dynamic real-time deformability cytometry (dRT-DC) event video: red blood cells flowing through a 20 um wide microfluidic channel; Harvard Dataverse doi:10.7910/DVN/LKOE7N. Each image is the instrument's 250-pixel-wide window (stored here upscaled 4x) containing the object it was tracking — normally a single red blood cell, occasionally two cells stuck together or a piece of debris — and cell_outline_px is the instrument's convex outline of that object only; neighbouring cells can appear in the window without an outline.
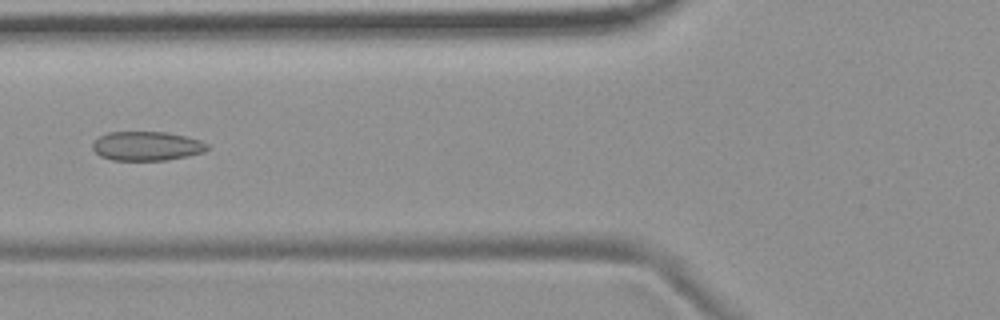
{"species": "common noctule bat (a hibernating species)", "species_latin": "Nyctalus noctula", "temperature_condition": "room temperature", "stored_images_in_passage": 9, "camera_frame_rate_fps": 3000, "um_per_image_px": 0.085, "animal": {"sex": "female", "body_mass_g": 19.9}, "frame": {"image": 1, "passage_image": 6, "time_ms": 5.667, "image_size_px": [1000, 320], "cell_outline_px": [[208, 148], [204, 152], [188, 156], [164, 160], [112, 160], [100, 156], [92, 148], [92, 144], [100, 136], [108, 132], [164, 132], [184, 136], [200, 140], [208, 144]], "centroid_in_image_um": [12.47, 12.41], "position_along_channel_um": 113.3, "area_um2": 19.36}}
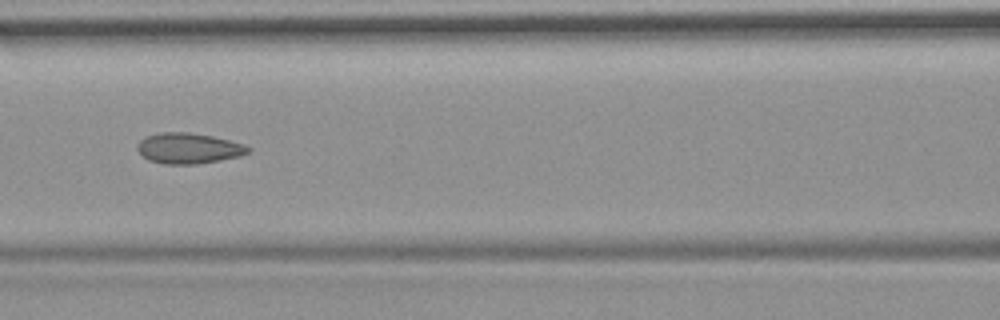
{"frame": {"image": 2, "passage_image": 7, "time_ms": 6.667, "image_size_px": [1000, 320], "cell_outline_px": [[252, 148], [248, 152], [240, 156], [196, 164], [164, 164], [148, 160], [136, 148], [136, 144], [140, 140], [148, 136], [160, 132], [188, 132], [212, 136], [244, 144]], "centroid_in_image_um": [16.01, 12.6], "position_along_channel_um": 150.6, "area_um2": 19.65}}
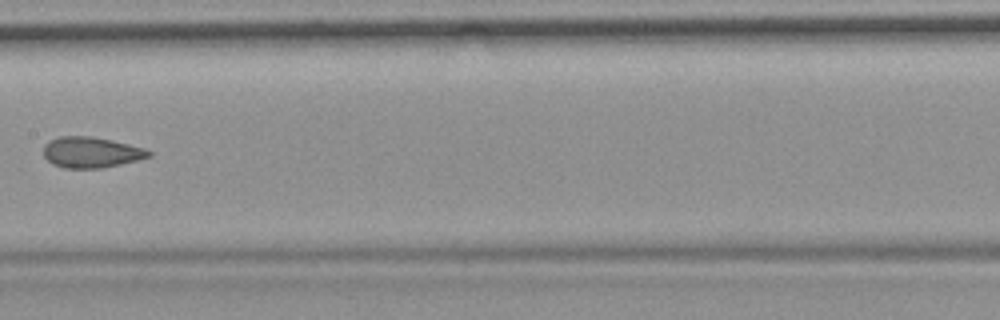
{"frame": {"image": 3, "passage_image": 8, "time_ms": 8.0, "image_size_px": [1000, 320], "cell_outline_px": [[152, 156], [104, 168], [64, 168], [52, 164], [44, 156], [44, 144], [48, 140], [60, 136], [92, 136], [112, 140], [144, 148], [152, 152]], "centroid_in_image_um": [7.73, 12.94], "position_along_channel_um": 199.7, "area_um2": 18.96}}